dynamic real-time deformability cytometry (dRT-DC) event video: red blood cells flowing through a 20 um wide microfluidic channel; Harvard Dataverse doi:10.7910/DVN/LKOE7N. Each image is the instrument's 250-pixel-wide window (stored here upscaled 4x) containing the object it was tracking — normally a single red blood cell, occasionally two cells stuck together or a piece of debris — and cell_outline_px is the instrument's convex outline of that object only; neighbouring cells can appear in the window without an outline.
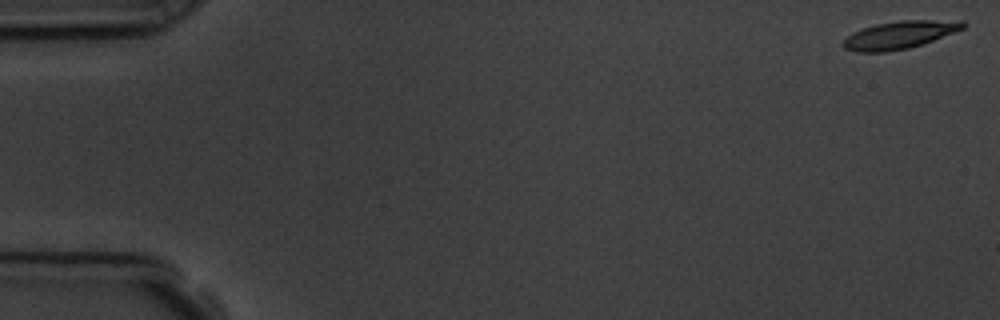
{"species": "common noctule bat (a hibernating species)", "species_latin": "Nyctalus noctula", "temperature_condition": "room temperature", "stored_images_in_passage": 7, "camera_frame_rate_fps": 3000, "um_per_image_px": 0.085, "animal": {"sex": "male", "body_mass_g": 19.5, "forearm_length_mm": 54.6}, "frame": {"image": 1, "passage_image": 1, "time_ms": 0.0, "image_size_px": [1000, 320], "cell_outline_px": [[968, 24], [964, 28], [932, 40], [908, 48], [884, 52], [856, 52], [844, 48], [840, 44], [852, 32], [876, 24], [900, 20], [964, 20]], "centroid_in_image_um": [76.46, 2.96], "position_along_channel_um": 8.5, "area_um2": 19.25}}
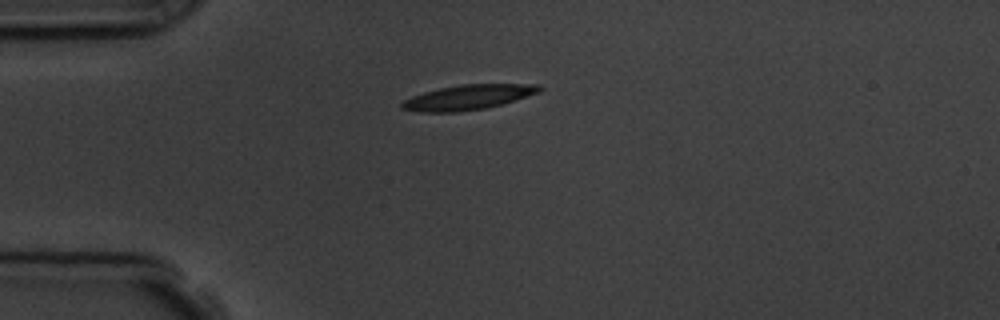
{"frame": {"image": 2, "passage_image": 5, "time_ms": 4.333, "image_size_px": [1000, 320], "cell_outline_px": [[544, 88], [540, 92], [516, 100], [484, 108], [460, 112], [420, 112], [400, 108], [400, 104], [404, 100], [412, 96], [424, 92], [440, 88], [460, 84], [540, 84]], "centroid_in_image_um": [39.8, 8.26], "position_along_channel_um": 45.2, "area_um2": 20.0}}